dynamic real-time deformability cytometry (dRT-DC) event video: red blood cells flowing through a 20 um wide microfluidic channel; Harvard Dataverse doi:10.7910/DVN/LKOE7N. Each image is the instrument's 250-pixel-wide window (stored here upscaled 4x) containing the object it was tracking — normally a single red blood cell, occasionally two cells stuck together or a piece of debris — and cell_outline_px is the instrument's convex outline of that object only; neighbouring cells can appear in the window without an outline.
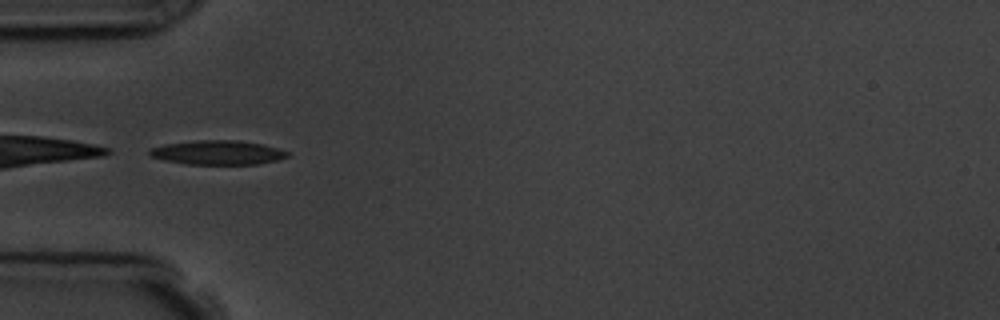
{"species": "common noctule bat (a hibernating species)", "species_latin": "Nyctalus noctula", "temperature_condition": "room temperature", "stored_images_in_passage": 5, "camera_frame_rate_fps": 3000, "um_per_image_px": 0.085, "animal": {"sex": "male", "body_mass_g": 19.5, "forearm_length_mm": 54.6}, "frame": {"image": 1, "passage_image": 5, "time_ms": 4.667, "image_size_px": [1000, 320], "cell_outline_px": [[288, 156], [276, 160], [256, 164], [184, 164], [164, 160], [152, 156], [148, 152], [152, 148], [164, 144], [196, 140], [236, 140], [260, 144], [276, 148], [288, 152]], "centroid_in_image_um": [18.46, 12.96], "position_along_channel_um": 66.5, "area_um2": 19.19}}